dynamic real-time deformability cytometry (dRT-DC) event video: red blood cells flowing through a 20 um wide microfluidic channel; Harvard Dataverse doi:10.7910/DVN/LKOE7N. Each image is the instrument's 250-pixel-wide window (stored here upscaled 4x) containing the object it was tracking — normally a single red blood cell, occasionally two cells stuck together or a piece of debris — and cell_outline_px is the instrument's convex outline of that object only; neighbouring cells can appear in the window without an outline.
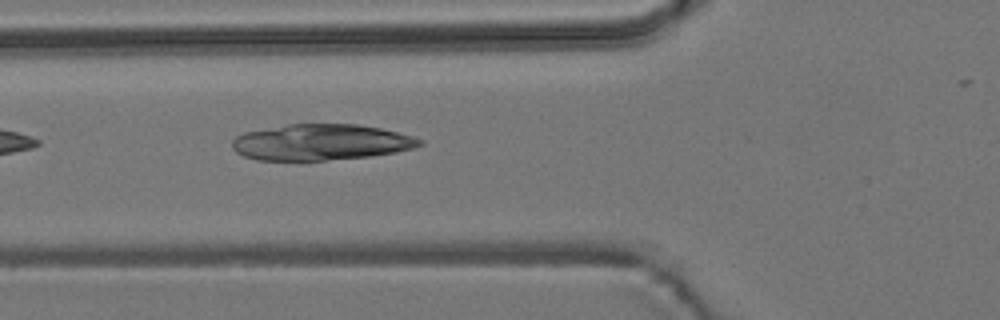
{"species": "common noctule bat (a hibernating species)", "species_latin": "Nyctalus noctula", "temperature_condition": "room temperature", "stored_images_in_passage": 6, "camera_frame_rate_fps": 3000, "um_per_image_px": 0.085, "animal": {"sex": "male", "body_mass_g": 19.2, "forearm_length_mm": 51.8}, "frame": {"image": 1, "passage_image": 6, "time_ms": 5.667, "image_size_px": [1000, 320], "cell_outline_px": [[424, 144], [412, 148], [396, 152], [368, 156], [324, 160], [256, 160], [244, 156], [236, 152], [232, 148], [232, 140], [236, 136], [244, 132], [288, 124], [356, 124], [380, 128], [412, 136], [424, 140]], "centroid_in_image_um": [27.26, 12.09], "position_along_channel_um": 98.5, "area_um2": 39.25}}